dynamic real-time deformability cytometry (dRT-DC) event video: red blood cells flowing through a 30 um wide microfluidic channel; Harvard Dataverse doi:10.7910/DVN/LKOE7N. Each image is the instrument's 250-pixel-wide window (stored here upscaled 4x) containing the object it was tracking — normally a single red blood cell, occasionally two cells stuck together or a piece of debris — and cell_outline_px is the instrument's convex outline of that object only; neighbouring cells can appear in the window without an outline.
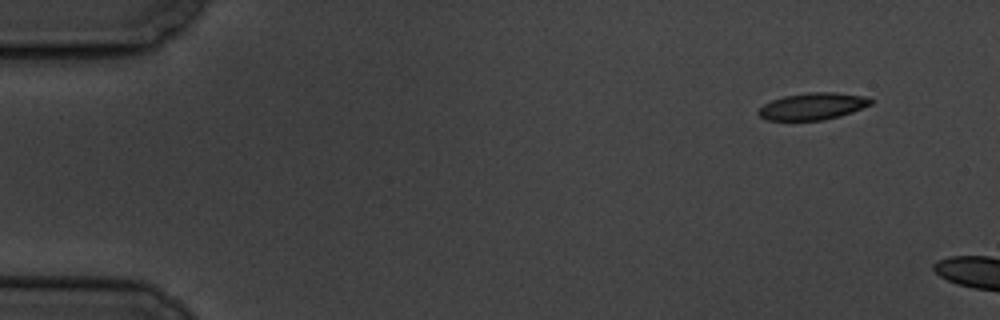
{"species": "common noctule bat (a hibernating species)", "species_latin": "Nyctalus noctula", "temperature_condition": "cold", "stored_images_in_passage": 4, "camera_frame_rate_fps": 3000, "um_per_image_px": 0.085, "animal": {"sex": "male", "body_mass_g": 19.5, "forearm_length_mm": 54.6}, "frame": {"image": 1, "passage_image": 1, "time_ms": 0.0, "image_size_px": [1000, 320], "cell_outline_px": [[876, 100], [872, 104], [852, 112], [840, 116], [824, 120], [764, 120], [756, 112], [764, 104], [772, 100], [784, 96], [808, 92], [836, 92], [864, 96]], "centroid_in_image_um": [69.1, 9.03], "position_along_channel_um": 15.9, "area_um2": 17.74}}